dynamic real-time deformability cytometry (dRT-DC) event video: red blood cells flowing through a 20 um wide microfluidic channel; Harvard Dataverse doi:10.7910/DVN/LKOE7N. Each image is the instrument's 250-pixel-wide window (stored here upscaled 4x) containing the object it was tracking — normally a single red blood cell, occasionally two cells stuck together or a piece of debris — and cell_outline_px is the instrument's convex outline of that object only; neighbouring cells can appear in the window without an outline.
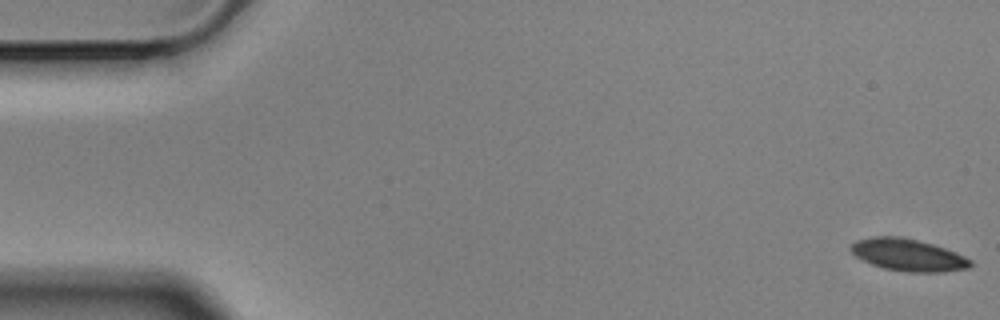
{"species": "Egyptian fruit bat (a non-hibernating species)", "species_latin": "Rousettus aegyptiacus", "temperature_condition": "cold", "stored_images_in_passage": 57, "camera_frame_rate_fps": 3000, "um_per_image_px": 0.085, "animal": {"sex": "male"}, "frame": {"image": 1, "passage_image": 1, "time_ms": 0.0, "image_size_px": [1000, 320], "cell_outline_px": [[972, 264], [968, 268], [940, 272], [908, 272], [884, 268], [872, 264], [856, 256], [852, 252], [852, 244], [856, 240], [872, 236], [896, 236], [916, 240], [932, 244], [956, 252], [972, 260]], "centroid_in_image_um": [77.2, 21.67], "position_along_channel_um": 7.8, "area_um2": 22.08}}
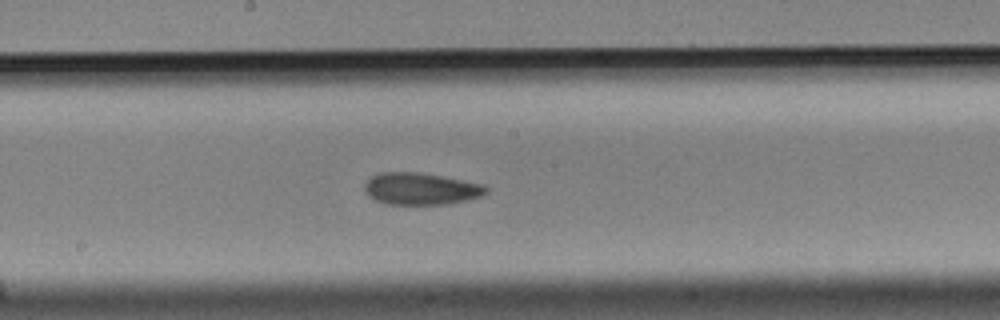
{"frame": {"image": 2, "passage_image": 30, "time_ms": 9.667, "image_size_px": [1000, 320], "cell_outline_px": [[488, 192], [484, 196], [468, 200], [444, 204], [384, 204], [368, 196], [364, 192], [364, 184], [372, 176], [380, 172], [416, 172], [440, 176], [484, 184], [488, 188]], "centroid_in_image_um": [35.77, 16.05], "position_along_channel_um": 212.4, "area_um2": 22.72}}
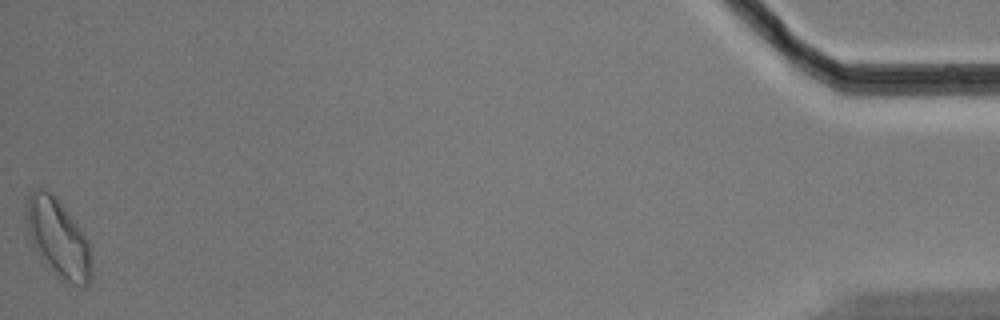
{"frame": {"image": 3, "passage_image": 57, "time_ms": 18.667, "image_size_px": [1000, 320], "cell_outline_px": [[92, 276], [88, 284], [84, 288], [72, 284], [44, 260], [36, 252], [32, 244], [28, 232], [24, 212], [28, 196], [36, 188], [48, 188], [56, 196], [76, 220], [84, 232], [88, 240], [92, 260]], "centroid_in_image_um": [4.96, 20.15], "position_along_channel_um": 430.2, "area_um2": 29.88}, "authors_computed_cell_mechanics": {"area_um2": 22.3686, "velocity_mm_per_s": 3.5001, "shape_relaxation_time_tau1_ms": 5.6552, "shape_relaxation_time_tau2_ms": 4.7351, "deformation_change_tau1": 0.1145, "deformation_change_tau2": 0.1154}}